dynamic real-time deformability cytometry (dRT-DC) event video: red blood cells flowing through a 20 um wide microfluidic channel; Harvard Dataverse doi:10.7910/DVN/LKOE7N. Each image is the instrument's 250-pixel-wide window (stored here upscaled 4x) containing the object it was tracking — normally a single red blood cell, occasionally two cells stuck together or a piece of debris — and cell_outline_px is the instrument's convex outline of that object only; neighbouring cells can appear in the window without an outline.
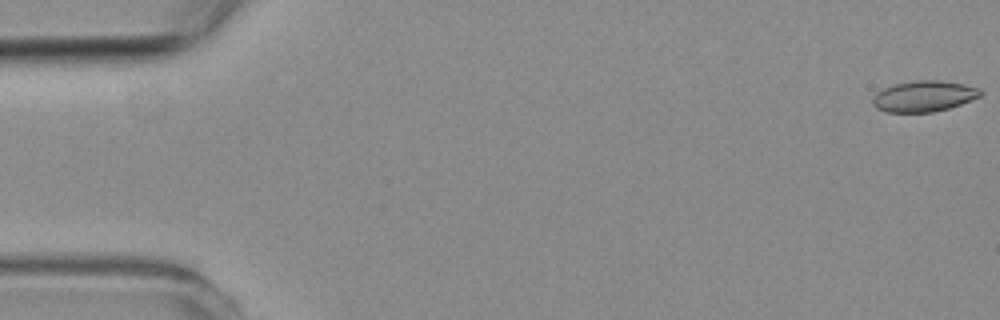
{"species": "common noctule bat (a hibernating species)", "species_latin": "Nyctalus noctula", "temperature_condition": "room temperature", "stored_images_in_passage": 52, "camera_frame_rate_fps": 3000, "um_per_image_px": 0.085, "animal": {"sex": "female", "body_mass_g": 19.3, "forearm_length_mm": 54.1}, "frame": {"image": 1, "passage_image": 1, "time_ms": 0.0, "image_size_px": [1000, 320], "cell_outline_px": [[984, 92], [980, 96], [960, 104], [948, 108], [932, 112], [888, 112], [876, 108], [872, 104], [872, 100], [876, 92], [884, 88], [896, 84], [916, 80], [940, 80], [964, 84], [980, 88]], "centroid_in_image_um": [78.54, 8.17], "position_along_channel_um": 6.5, "area_um2": 19.36}}
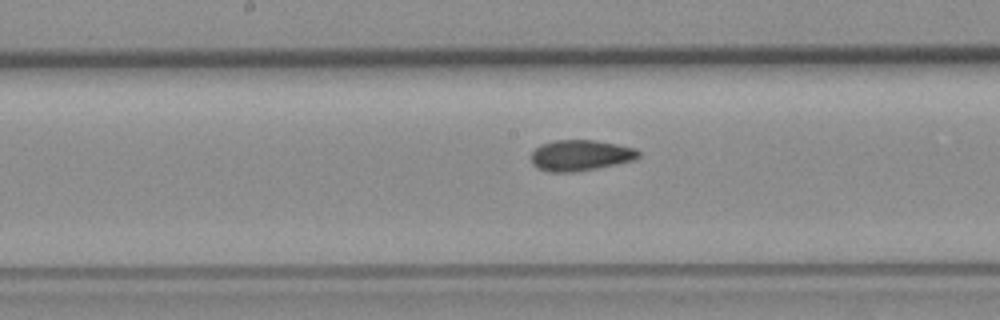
{"frame": {"image": 2, "passage_image": 29, "time_ms": 9.333, "image_size_px": [1000, 320], "cell_outline_px": [[640, 156], [636, 160], [596, 168], [572, 172], [548, 172], [532, 164], [532, 152], [540, 144], [552, 140], [592, 140], [616, 144], [636, 148], [640, 152]], "centroid_in_image_um": [49.35, 13.2], "position_along_channel_um": 198.8, "area_um2": 19.31}}
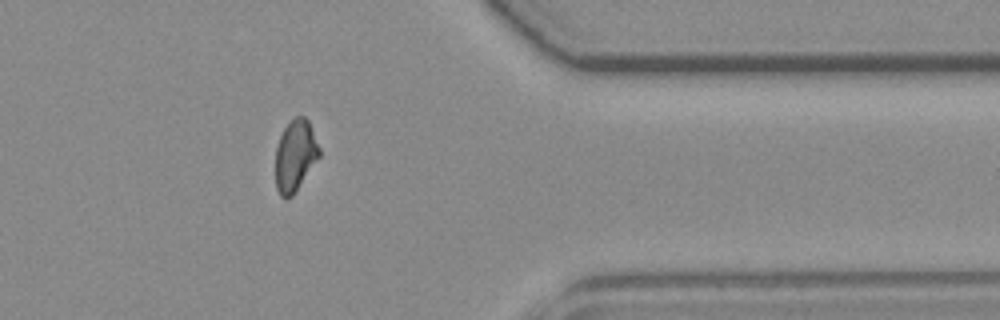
{"frame": {"image": 3, "passage_image": 46, "time_ms": 15.0, "image_size_px": [1000, 320], "cell_outline_px": [[320, 156], [292, 196], [288, 200], [284, 200], [280, 196], [276, 188], [276, 148], [280, 136], [284, 128], [296, 116], [304, 116], [308, 120], [320, 148]], "centroid_in_image_um": [25.09, 13.25], "position_along_channel_um": 386.3, "area_um2": 18.15}, "authors_computed_cell_mechanics": {"area_um2": 19.3052, "velocity_mm_per_s": 3.6374, "shape_relaxation_time_tau1_ms": null, "shape_relaxation_time_tau2_ms": 2.3372, "deformation_change_tau1": null, "deformation_change_tau2": 0.0787}}